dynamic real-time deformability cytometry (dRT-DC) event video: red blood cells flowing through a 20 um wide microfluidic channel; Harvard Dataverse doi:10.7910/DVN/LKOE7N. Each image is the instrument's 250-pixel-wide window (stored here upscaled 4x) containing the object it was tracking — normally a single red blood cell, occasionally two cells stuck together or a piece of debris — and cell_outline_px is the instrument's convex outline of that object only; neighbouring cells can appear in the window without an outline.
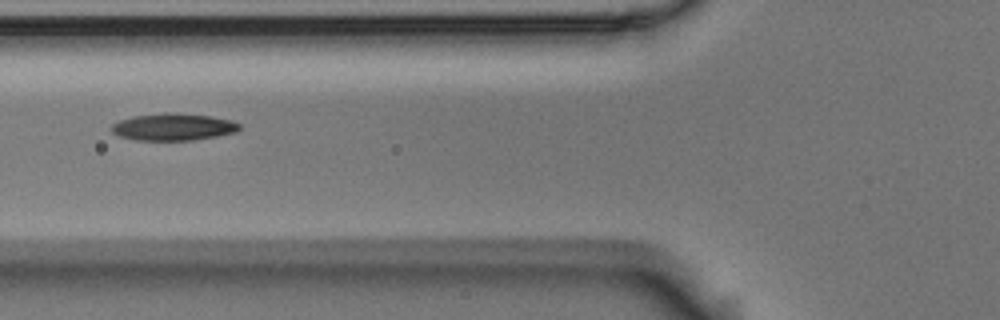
{"species": "Egyptian fruit bat (a non-hibernating species)", "species_latin": "Rousettus aegyptiacus", "temperature_condition": "room temperature", "stored_images_in_passage": 5, "camera_frame_rate_fps": 3000, "um_per_image_px": 0.085, "animal": {"sex": "male"}, "frame": {"image": 1, "passage_image": 3, "time_ms": 0.667, "image_size_px": [1000, 320], "cell_outline_px": [[240, 128], [236, 132], [216, 136], [192, 140], [136, 140], [120, 136], [112, 132], [112, 124], [120, 120], [132, 116], [164, 112], [172, 112], [212, 116], [232, 120], [240, 124]], "centroid_in_image_um": [14.74, 10.78], "position_along_channel_um": 111.1, "area_um2": 20.23}}
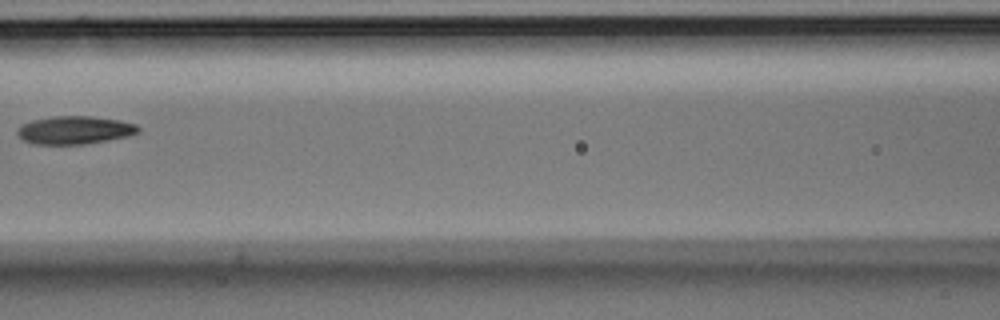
{"frame": {"image": 2, "passage_image": 4, "time_ms": 1.0, "image_size_px": [1000, 320], "cell_outline_px": [[140, 132], [128, 136], [108, 140], [84, 144], [32, 144], [24, 140], [16, 132], [16, 128], [32, 120], [52, 116], [92, 116], [120, 120], [136, 124], [140, 128]], "centroid_in_image_um": [6.36, 11.05], "position_along_channel_um": 160.2, "area_um2": 19.83}}
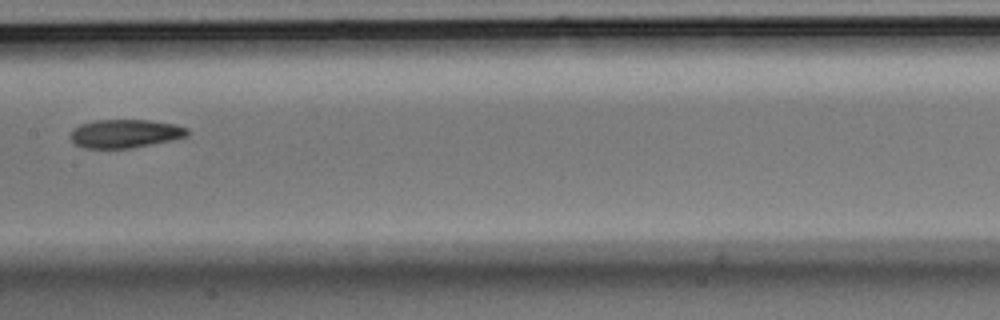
{"frame": {"image": 3, "passage_image": 5, "time_ms": 1.333, "image_size_px": [1000, 320], "cell_outline_px": [[188, 136], [132, 148], [84, 148], [76, 144], [68, 136], [72, 128], [80, 124], [96, 120], [148, 120], [172, 124], [188, 128]], "centroid_in_image_um": [10.57, 11.35], "position_along_channel_um": 196.8, "area_um2": 19.31}}